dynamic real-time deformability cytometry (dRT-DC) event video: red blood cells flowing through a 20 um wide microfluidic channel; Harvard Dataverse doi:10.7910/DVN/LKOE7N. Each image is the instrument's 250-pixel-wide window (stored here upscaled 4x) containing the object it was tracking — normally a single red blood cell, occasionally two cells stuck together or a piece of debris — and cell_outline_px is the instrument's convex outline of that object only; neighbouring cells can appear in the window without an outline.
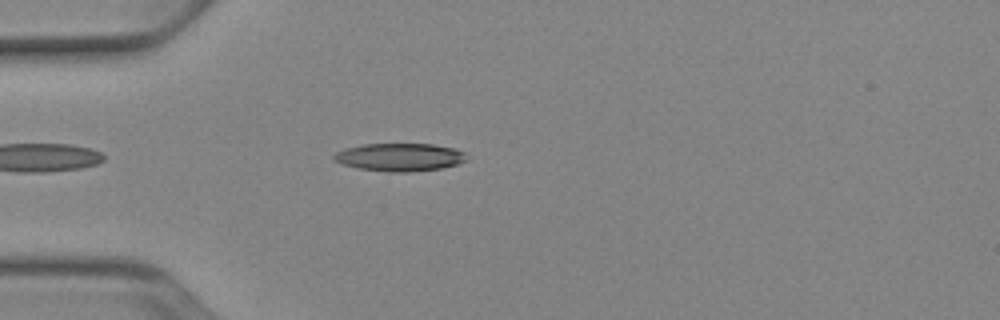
{"species": "Egyptian fruit bat (a non-hibernating species)", "species_latin": "Rousettus aegyptiacus", "temperature_condition": "cold", "stored_images_in_passage": 23, "camera_frame_rate_fps": 3000, "um_per_image_px": 0.085, "animal": {"sex": "female"}, "frame": {"image": 1, "passage_image": 3, "time_ms": 0.667, "image_size_px": [1000, 320], "cell_outline_px": [[468, 160], [456, 164], [440, 168], [408, 172], [388, 172], [360, 168], [344, 164], [332, 160], [332, 156], [336, 152], [344, 148], [364, 144], [432, 144], [456, 148], [464, 152]], "centroid_in_image_um": [33.97, 13.35], "position_along_channel_um": 51.0, "area_um2": 21.56}}
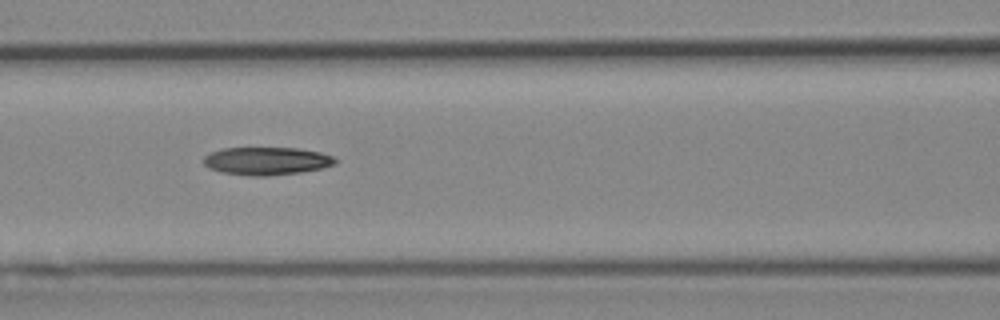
{"frame": {"image": 2, "passage_image": 11, "time_ms": 3.333, "image_size_px": [1000, 320], "cell_outline_px": [[340, 160], [336, 164], [324, 168], [300, 172], [268, 176], [252, 176], [224, 172], [208, 168], [204, 164], [204, 156], [212, 152], [224, 148], [296, 148], [320, 152], [332, 156]], "centroid_in_image_um": [22.72, 13.68], "position_along_channel_um": 143.9, "area_um2": 21.39}}
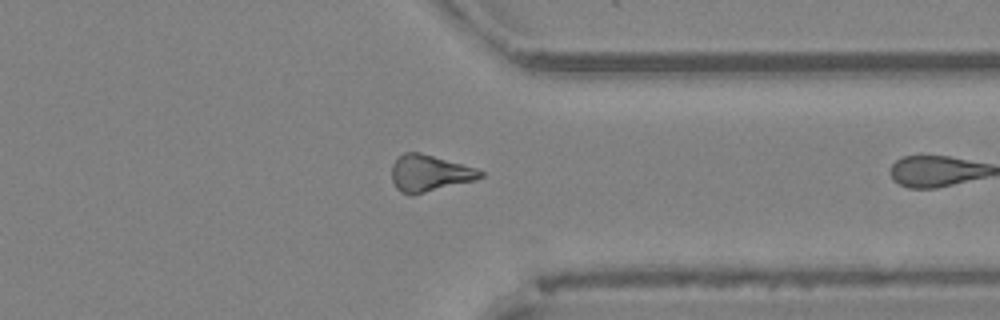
{"frame": {"image": 3, "passage_image": 22, "time_ms": 7.0, "image_size_px": [1000, 320], "cell_outline_px": [[484, 176], [476, 180], [412, 196], [408, 196], [400, 192], [396, 188], [392, 180], [392, 164], [404, 152], [420, 152], [476, 168], [484, 172]], "centroid_in_image_um": [36.5, 14.75], "position_along_channel_um": 374.9, "area_um2": 19.07}}